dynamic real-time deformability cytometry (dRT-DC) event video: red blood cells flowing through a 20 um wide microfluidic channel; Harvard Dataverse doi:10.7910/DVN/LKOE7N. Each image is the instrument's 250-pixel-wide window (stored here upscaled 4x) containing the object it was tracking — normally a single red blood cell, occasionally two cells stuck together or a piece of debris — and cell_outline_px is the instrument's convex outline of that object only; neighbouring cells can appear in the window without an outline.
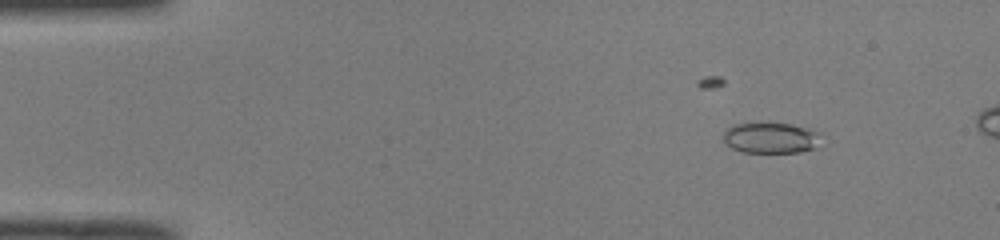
{"species": "common noctule bat (a hibernating species)", "species_latin": "Nyctalus noctula", "temperature_condition": "room temperature", "stored_images_in_passage": 49, "camera_frame_rate_fps": 3000, "um_per_image_px": 0.085, "animal": {"sex": "male", "body_mass_g": 19.0, "forearm_length_mm": 50.8}, "frame": {"image": 1, "passage_image": 6, "time_ms": 1.667, "image_size_px": [1000, 240], "cell_outline_px": [[820, 132], [812, 148], [800, 152], [744, 152], [732, 148], [724, 140], [724, 132], [732, 124], [792, 124]], "centroid_in_image_um": [65.46, 11.72], "position_along_channel_um": 19.5, "area_um2": 16.88}}
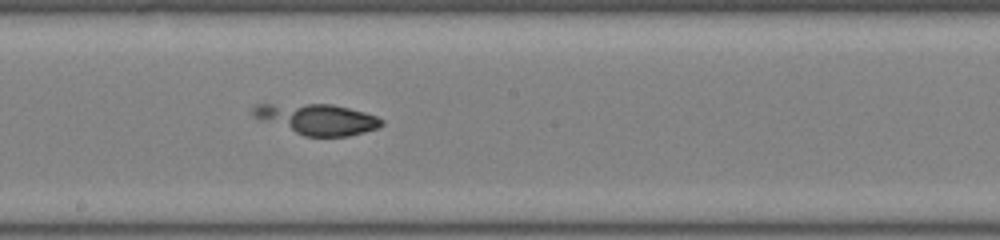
{"frame": {"image": 2, "passage_image": 28, "time_ms": 9.0, "image_size_px": [1000, 240], "cell_outline_px": [[384, 124], [376, 128], [364, 132], [348, 136], [304, 136], [260, 120], [252, 116], [252, 108], [256, 104], [332, 104], [364, 112], [376, 116], [384, 120]], "centroid_in_image_um": [26.95, 10.12], "position_along_channel_um": 221.3, "area_um2": 22.95}}
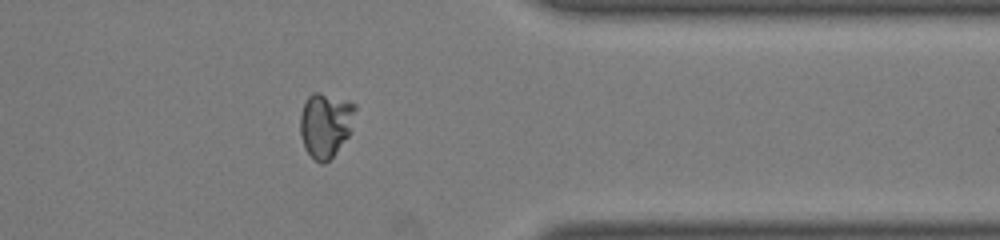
{"frame": {"image": 3, "passage_image": 41, "time_ms": 13.333, "image_size_px": [1000, 240], "cell_outline_px": [[356, 108], [348, 136], [336, 152], [324, 164], [320, 164], [304, 148], [300, 132], [300, 112], [308, 96], [312, 92], [320, 92], [348, 100], [356, 104]], "centroid_in_image_um": [27.65, 10.58], "position_along_channel_um": 383.7, "area_um2": 20.69}}